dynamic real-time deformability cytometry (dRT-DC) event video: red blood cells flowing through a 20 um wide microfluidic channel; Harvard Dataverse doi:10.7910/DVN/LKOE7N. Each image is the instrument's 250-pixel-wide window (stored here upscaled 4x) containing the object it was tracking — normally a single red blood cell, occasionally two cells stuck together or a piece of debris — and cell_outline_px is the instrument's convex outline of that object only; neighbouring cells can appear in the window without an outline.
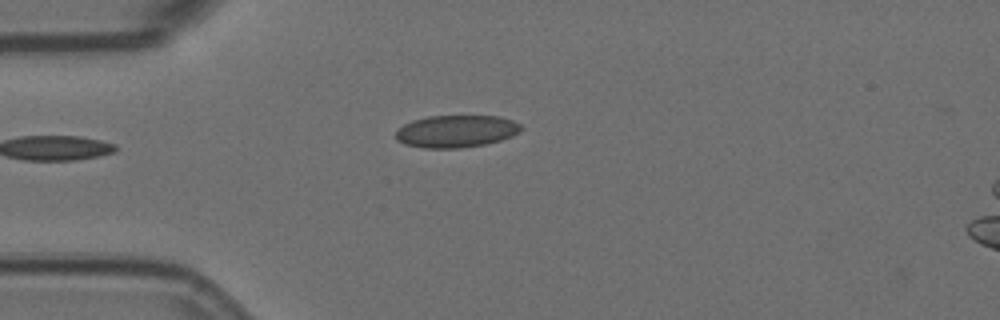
{"species": "Egyptian fruit bat (a non-hibernating species)", "species_latin": "Rousettus aegyptiacus", "temperature_condition": "room temperature", "stored_images_in_passage": 3, "camera_frame_rate_fps": 3000, "um_per_image_px": 0.085, "animal": {"sex": "female"}, "frame": {"image": 1, "passage_image": 1, "time_ms": 0.0, "image_size_px": [1000, 320], "cell_outline_px": [[524, 128], [520, 132], [512, 136], [488, 144], [460, 148], [424, 148], [404, 144], [396, 140], [396, 128], [412, 120], [428, 116], [496, 116], [512, 120], [520, 124]], "centroid_in_image_um": [38.77, 11.16], "position_along_channel_um": 46.2, "area_um2": 23.81}}
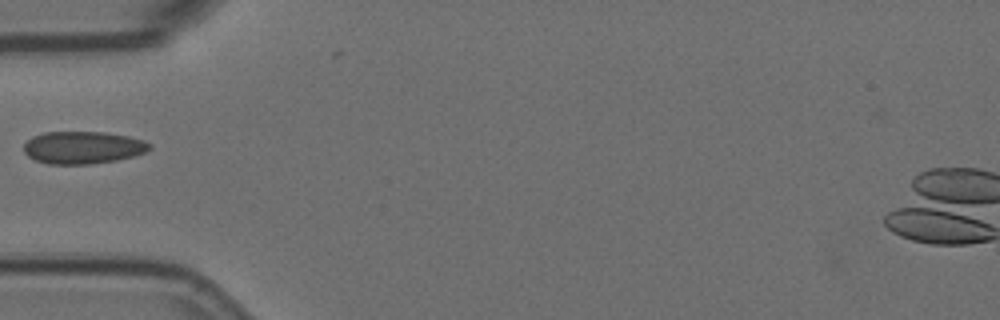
{"frame": {"image": 2, "passage_image": 2, "time_ms": 0.333, "image_size_px": [1000, 320], "cell_outline_px": [[152, 148], [144, 152], [132, 156], [116, 160], [88, 164], [48, 164], [36, 160], [28, 156], [24, 152], [24, 144], [32, 136], [44, 132], [104, 132], [128, 136], [144, 140], [152, 144]], "centroid_in_image_um": [7.04, 12.53], "position_along_channel_um": 78.0, "area_um2": 23.76}}
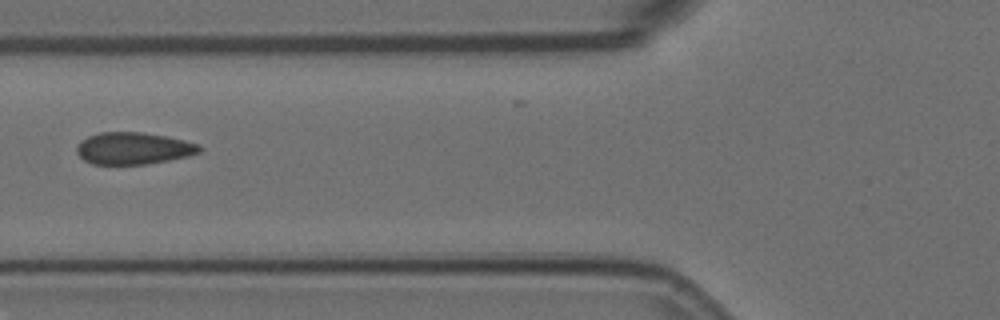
{"frame": {"image": 3, "passage_image": 3, "time_ms": 0.667, "image_size_px": [1000, 320], "cell_outline_px": [[200, 152], [188, 156], [148, 164], [92, 164], [84, 160], [76, 152], [76, 148], [80, 140], [88, 136], [100, 132], [144, 132], [168, 136], [200, 144]], "centroid_in_image_um": [11.33, 12.6], "position_along_channel_um": 114.5, "area_um2": 23.0}}